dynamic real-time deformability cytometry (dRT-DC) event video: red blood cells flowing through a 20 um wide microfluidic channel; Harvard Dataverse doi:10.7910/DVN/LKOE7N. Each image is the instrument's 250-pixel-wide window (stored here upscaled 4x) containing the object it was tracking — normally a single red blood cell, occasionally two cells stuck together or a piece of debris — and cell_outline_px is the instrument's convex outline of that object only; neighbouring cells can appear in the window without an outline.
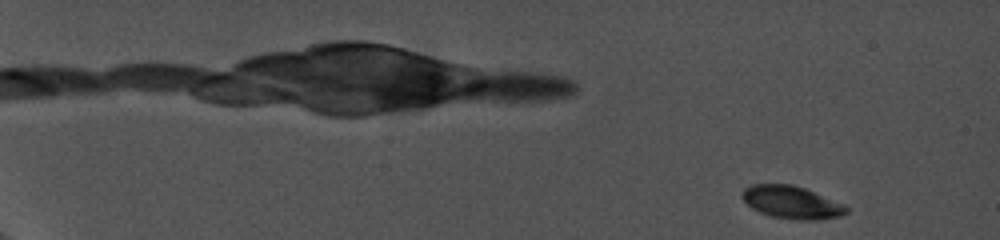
{"species": "common noctule bat (a hibernating species)", "species_latin": "Nyctalus noctula", "temperature_condition": "cold", "stored_images_in_passage": 61, "camera_frame_rate_fps": 5000, "um_per_image_px": 0.085, "animal": {"sex": "female", "body_mass_g": 19.0, "forearm_length_mm": 56.7}, "frame": {"image": 1, "passage_image": 3, "time_ms": 0.6, "image_size_px": [1000, 240], "cell_outline_px": [[848, 212], [840, 216], [820, 220], [800, 220], [772, 216], [760, 212], [752, 208], [740, 196], [744, 188], [752, 184], [792, 184], [804, 188], [844, 204], [848, 208]], "centroid_in_image_um": [67.29, 17.19], "position_along_channel_um": 17.7, "area_um2": 19.77}}
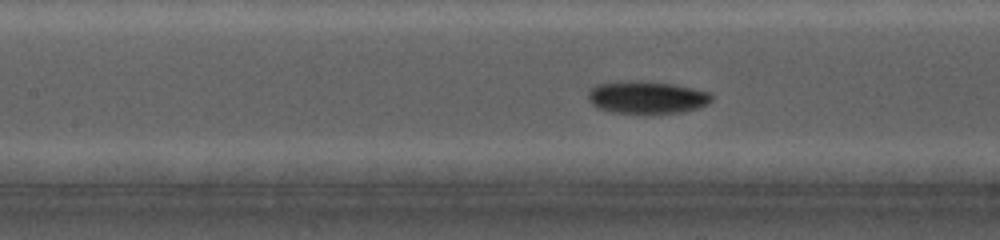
{"frame": {"image": 2, "passage_image": 35, "time_ms": 9.6, "image_size_px": [1000, 240], "cell_outline_px": [[712, 100], [708, 104], [684, 112], [652, 116], [612, 112], [596, 108], [588, 100], [588, 88], [596, 84], [616, 80], [644, 80], [672, 84], [692, 88], [708, 92], [712, 96]], "centroid_in_image_um": [54.91, 8.29], "position_along_channel_um": 152.5, "area_um2": 24.57}}
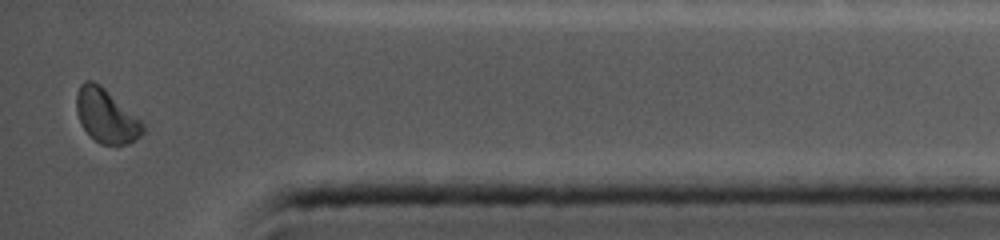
{"frame": {"image": 3, "passage_image": 61, "time_ms": 17.0, "image_size_px": [1000, 240], "cell_outline_px": [[144, 132], [136, 140], [128, 144], [100, 144], [84, 128], [76, 112], [76, 92], [80, 84], [84, 80], [92, 80], [100, 84], [140, 120], [144, 124]], "centroid_in_image_um": [9.01, 9.83], "position_along_channel_um": 426.2, "area_um2": 20.58}, "authors_computed_cell_mechanics": {"area_um2": 21.097, "velocity_mm_per_s": 3.7746, "shape_relaxation_time_tau1_ms": 2.2981, "shape_relaxation_time_tau2_ms": 9.3824, "deformation_change_tau1": 0.0782, "deformation_change_tau2": 0.0812}}